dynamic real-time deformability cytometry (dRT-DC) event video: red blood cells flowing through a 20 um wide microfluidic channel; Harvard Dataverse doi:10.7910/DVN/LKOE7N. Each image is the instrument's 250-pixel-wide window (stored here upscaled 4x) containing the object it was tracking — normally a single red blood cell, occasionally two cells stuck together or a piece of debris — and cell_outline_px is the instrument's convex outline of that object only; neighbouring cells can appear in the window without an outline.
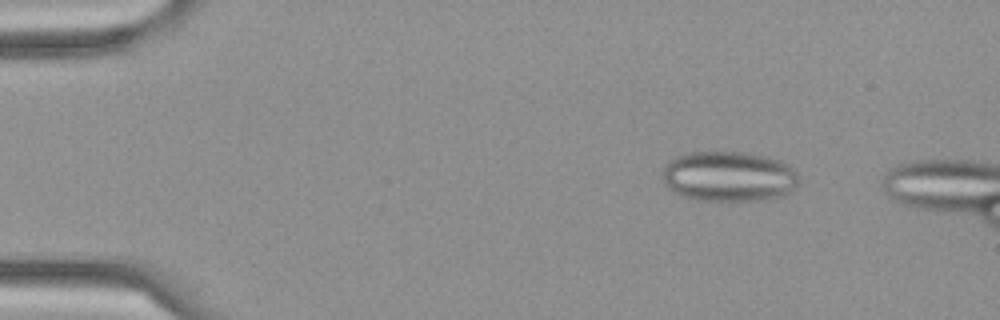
{"species": "Egyptian fruit bat (a non-hibernating species)", "species_latin": "Rousettus aegyptiacus", "temperature_condition": "cold", "stored_images_in_passage": 54, "camera_frame_rate_fps": 3000, "um_per_image_px": 0.085, "frame": {"image": 1, "passage_image": 8, "time_ms": 2.333, "image_size_px": [1000, 320], "cell_outline_px": [[800, 180], [788, 192], [780, 196], [764, 200], [696, 200], [672, 192], [664, 184], [664, 168], [676, 156], [692, 152], [740, 152], [764, 156], [780, 160], [792, 168], [800, 176]], "centroid_in_image_um": [61.95, 15.0], "position_along_channel_um": 23.0, "area_um2": 39.65}}
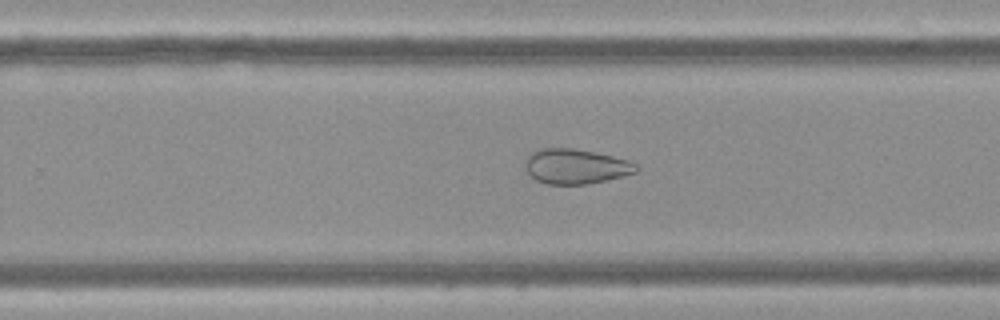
{"frame": {"image": 2, "passage_image": 37, "time_ms": 12.0, "image_size_px": [1000, 320], "cell_outline_px": [[640, 168], [636, 172], [608, 180], [584, 184], [548, 184], [536, 180], [524, 168], [524, 164], [528, 156], [532, 152], [544, 148], [572, 148], [612, 156], [628, 160], [636, 164]], "centroid_in_image_um": [48.94, 14.15], "position_along_channel_um": 280.9, "area_um2": 22.43}}
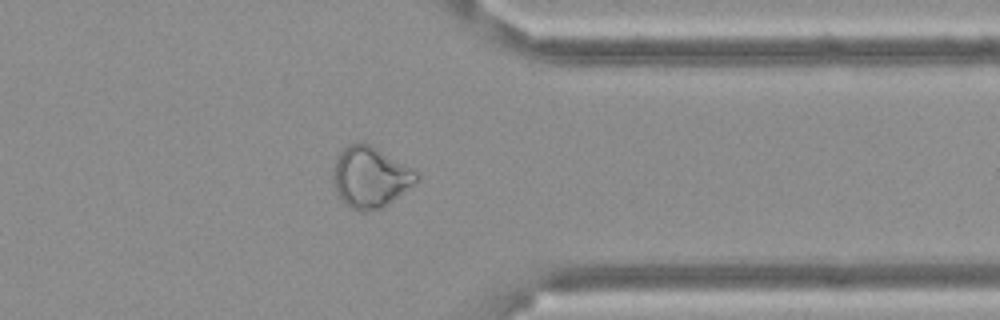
{"frame": {"image": 3, "passage_image": 46, "time_ms": 15.0, "image_size_px": [1000, 320], "cell_outline_px": [[420, 176], [412, 184], [388, 204], [380, 208], [364, 212], [360, 212], [344, 204], [340, 200], [336, 192], [332, 180], [332, 168], [336, 156], [348, 144], [372, 144], [412, 168]], "centroid_in_image_um": [31.41, 15.05], "position_along_channel_um": 380.0, "area_um2": 29.59}}